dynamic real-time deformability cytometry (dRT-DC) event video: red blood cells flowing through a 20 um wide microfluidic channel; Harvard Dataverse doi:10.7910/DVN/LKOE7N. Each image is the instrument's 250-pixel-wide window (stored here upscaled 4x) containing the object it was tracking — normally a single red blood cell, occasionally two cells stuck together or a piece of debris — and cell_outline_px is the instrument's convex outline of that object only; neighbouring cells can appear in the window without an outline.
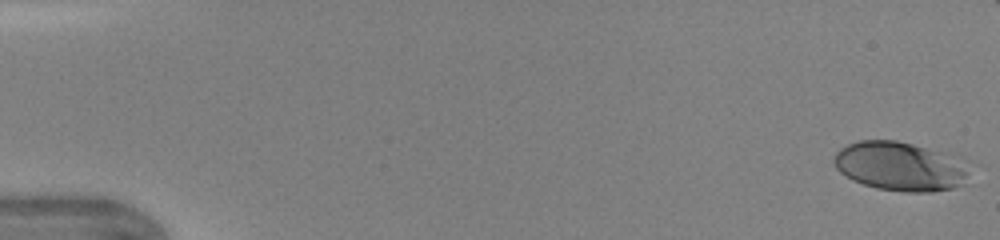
{"species": "human", "species_latin": "Homo sapiens", "temperature_condition": "warm", "stored_images_in_passage": 41, "camera_frame_rate_fps": 3000, "um_per_image_px": 0.085, "donor": {"sex": "female"}, "frame": {"image": 1, "passage_image": 1, "time_ms": 0.0, "image_size_px": [1000, 240], "cell_outline_px": [[964, 176], [960, 184], [952, 188], [932, 192], [904, 192], [876, 188], [852, 180], [840, 172], [836, 168], [832, 160], [836, 152], [840, 148], [848, 144], [860, 140], [896, 140], [956, 152], [964, 156]], "centroid_in_image_um": [76.52, 14.1], "position_along_channel_um": 8.5, "area_um2": 39.3}}
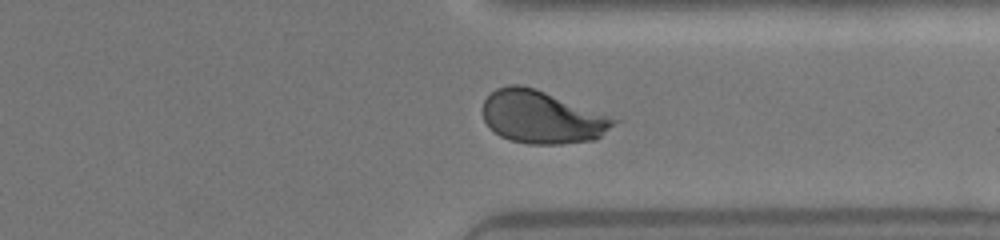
{"frame": {"image": 2, "passage_image": 35, "time_ms": 11.333, "image_size_px": [1000, 240], "cell_outline_px": [[624, 120], [596, 140], [560, 144], [528, 144], [512, 140], [500, 136], [484, 120], [484, 100], [496, 88], [508, 84], [520, 84], [536, 88]], "centroid_in_image_um": [46.17, 9.95], "position_along_channel_um": 365.2, "area_um2": 40.75}}
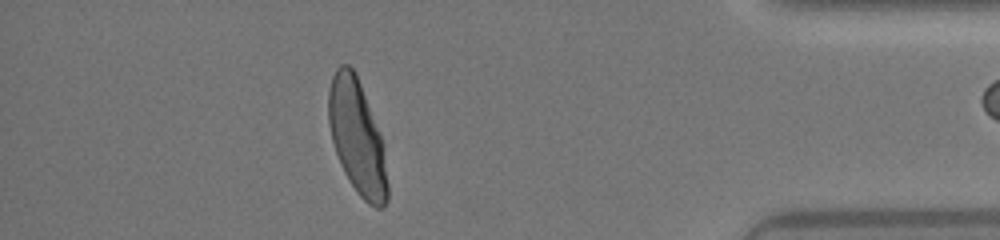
{"frame": {"image": 3, "passage_image": 40, "time_ms": 13.0, "image_size_px": [1000, 240], "cell_outline_px": [[388, 200], [380, 208], [376, 208], [368, 204], [356, 192], [348, 180], [340, 164], [332, 140], [328, 124], [328, 92], [332, 76], [336, 68], [340, 64], [348, 64], [356, 72], [380, 132], [388, 184]], "centroid_in_image_um": [30.33, 11.64], "position_along_channel_um": 404.9, "area_um2": 39.3}}